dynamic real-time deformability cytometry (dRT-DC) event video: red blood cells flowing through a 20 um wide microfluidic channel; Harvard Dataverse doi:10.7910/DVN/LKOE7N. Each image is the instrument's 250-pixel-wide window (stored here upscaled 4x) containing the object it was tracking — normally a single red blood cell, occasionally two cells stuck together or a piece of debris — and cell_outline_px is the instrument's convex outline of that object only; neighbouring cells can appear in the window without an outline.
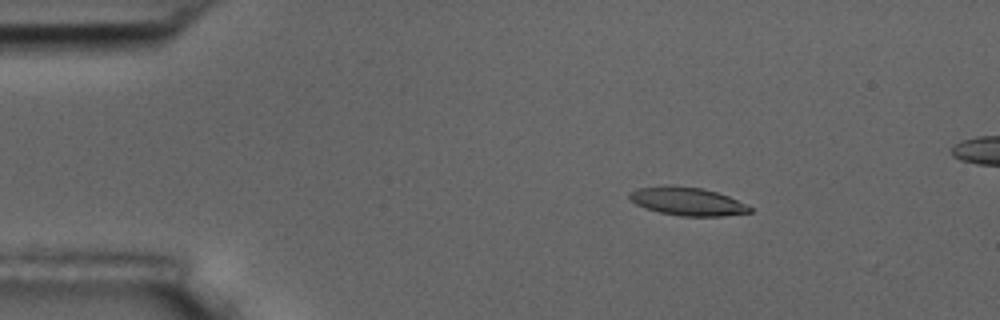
{"species": "common noctule bat (a hibernating species)", "species_latin": "Nyctalus noctula", "temperature_condition": "room temperature", "stored_images_in_passage": 5, "camera_frame_rate_fps": 3000, "um_per_image_px": 0.085, "animal": {"sex": "male", "body_mass_g": 17.5, "forearm_length_mm": 52.3}, "frame": {"image": 1, "passage_image": 2, "time_ms": 1.0, "image_size_px": [1000, 320], "cell_outline_px": [[752, 212], [724, 216], [680, 216], [660, 212], [644, 208], [636, 204], [628, 196], [628, 192], [636, 188], [660, 184], [672, 184], [700, 188], [716, 192], [728, 196], [752, 208]], "centroid_in_image_um": [58.35, 17.09], "position_along_channel_um": 26.6, "area_um2": 20.0}}